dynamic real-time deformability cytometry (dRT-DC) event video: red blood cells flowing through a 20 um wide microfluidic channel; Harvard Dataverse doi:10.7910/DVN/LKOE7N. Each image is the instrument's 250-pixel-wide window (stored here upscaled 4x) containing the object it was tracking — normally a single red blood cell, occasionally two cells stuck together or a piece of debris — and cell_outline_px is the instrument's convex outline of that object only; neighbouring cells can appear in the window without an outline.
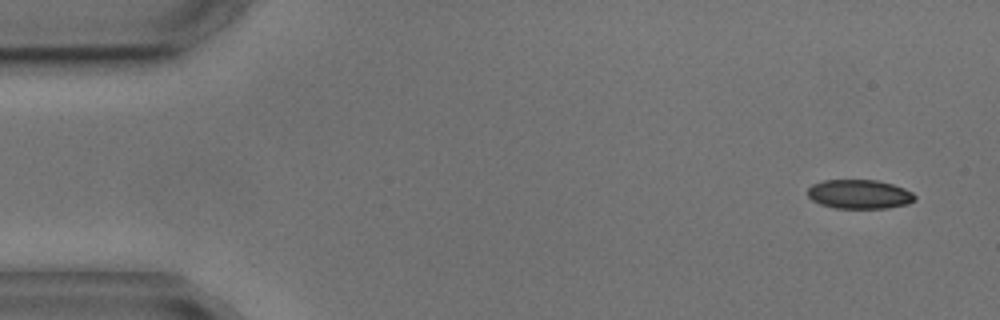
{"species": "common noctule bat (a hibernating species)", "species_latin": "Nyctalus noctula", "temperature_condition": "cold", "stored_images_in_passage": 7, "camera_frame_rate_fps": 3000, "um_per_image_px": 0.085, "animal": {"sex": "male", "body_mass_g": 17.9, "forearm_length_mm": 54.2}, "frame": {"image": 1, "passage_image": 1, "time_ms": 0.0, "image_size_px": [1000, 320], "cell_outline_px": [[916, 200], [908, 204], [888, 208], [836, 208], [820, 204], [812, 200], [808, 196], [808, 188], [812, 184], [824, 180], [876, 180], [892, 184], [904, 188], [912, 192], [916, 196]], "centroid_in_image_um": [73.06, 16.51], "position_along_channel_um": 11.9, "area_um2": 18.26}}
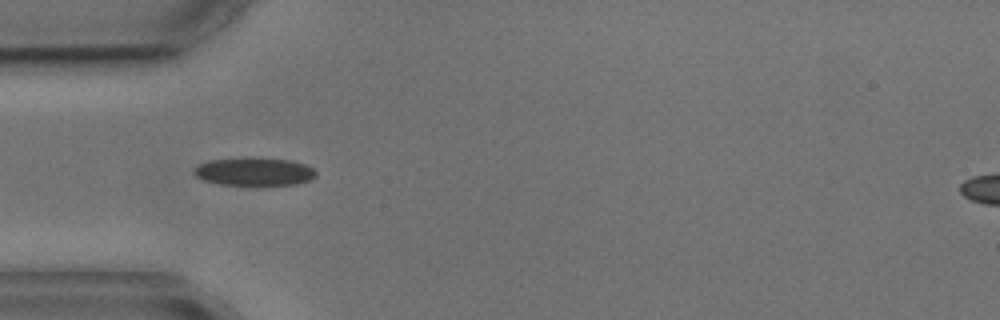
{"frame": {"image": 2, "passage_image": 4, "time_ms": 4.333, "image_size_px": [1000, 320], "cell_outline_px": [[316, 176], [308, 180], [296, 184], [220, 184], [204, 180], [196, 176], [192, 172], [192, 168], [208, 160], [244, 156], [256, 156], [292, 160], [304, 164], [312, 168], [316, 172]], "centroid_in_image_um": [21.57, 14.54], "position_along_channel_um": 63.4, "area_um2": 20.23}}
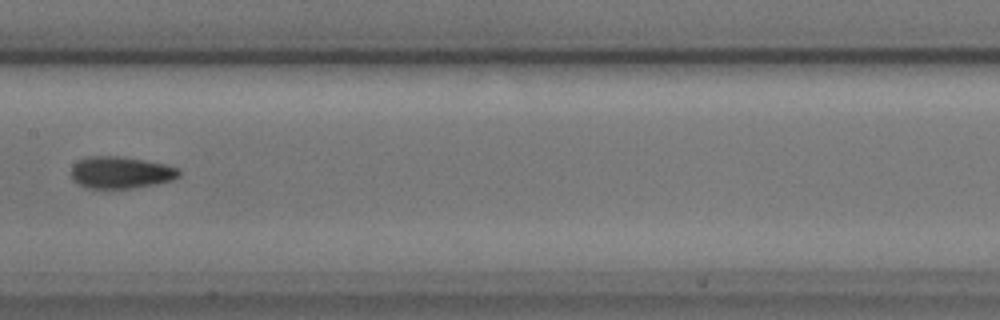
{"frame": {"image": 3, "passage_image": 7, "time_ms": 8.0, "image_size_px": [1000, 320], "cell_outline_px": [[180, 176], [172, 180], [156, 184], [132, 188], [84, 188], [72, 180], [68, 172], [72, 164], [88, 156], [124, 156], [168, 164], [176, 168], [180, 172]], "centroid_in_image_um": [10.22, 14.65], "position_along_channel_um": 197.2, "area_um2": 20.52}}